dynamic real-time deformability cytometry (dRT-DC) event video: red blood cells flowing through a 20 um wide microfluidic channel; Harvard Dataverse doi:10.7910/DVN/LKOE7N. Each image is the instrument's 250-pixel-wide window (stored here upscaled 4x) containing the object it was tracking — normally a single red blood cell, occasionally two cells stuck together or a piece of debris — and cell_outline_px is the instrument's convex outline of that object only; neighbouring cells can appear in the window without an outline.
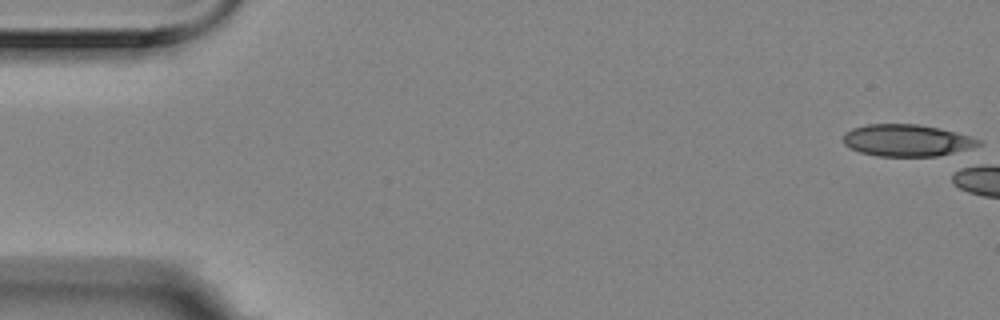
{"species": "Egyptian fruit bat (a non-hibernating species)", "species_latin": "Rousettus aegyptiacus", "temperature_condition": "room temperature", "stored_images_in_passage": 1, "camera_frame_rate_fps": 3000, "um_per_image_px": 0.085, "animal": {"sex": "female"}, "frame": {"image": 1, "passage_image": 1, "time_ms": 0.0, "image_size_px": [1000, 320], "cell_outline_px": [[980, 144], [964, 152], [936, 156], [876, 156], [860, 152], [844, 144], [844, 132], [852, 128], [868, 124], [920, 124], [940, 128], [956, 132], [980, 140]], "centroid_in_image_um": [77.11, 11.94], "position_along_channel_um": 7.9, "area_um2": 25.32}}